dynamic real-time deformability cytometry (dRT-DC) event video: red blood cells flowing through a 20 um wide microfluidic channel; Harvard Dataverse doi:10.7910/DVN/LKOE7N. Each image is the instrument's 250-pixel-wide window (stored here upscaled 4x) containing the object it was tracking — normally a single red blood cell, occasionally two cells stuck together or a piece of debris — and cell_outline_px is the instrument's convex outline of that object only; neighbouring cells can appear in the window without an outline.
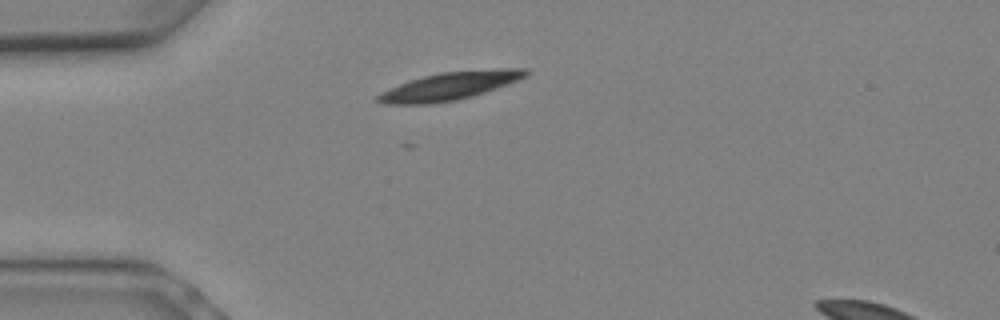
{"species": "Egyptian fruit bat (a non-hibernating species)", "species_latin": "Rousettus aegyptiacus", "temperature_condition": "warm", "stored_images_in_passage": 3, "camera_frame_rate_fps": 3000, "um_per_image_px": 0.085, "animal": {"sex": "female"}, "frame": {"image": 1, "passage_image": 1, "time_ms": 0.0, "image_size_px": [1000, 320], "cell_outline_px": [[528, 72], [524, 76], [516, 80], [484, 92], [472, 96], [456, 100], [428, 104], [384, 104], [376, 100], [376, 96], [400, 84], [424, 76], [440, 72], [500, 68], [528, 68]], "centroid_in_image_um": [38.23, 7.3], "position_along_channel_um": 46.8, "area_um2": 23.47}}
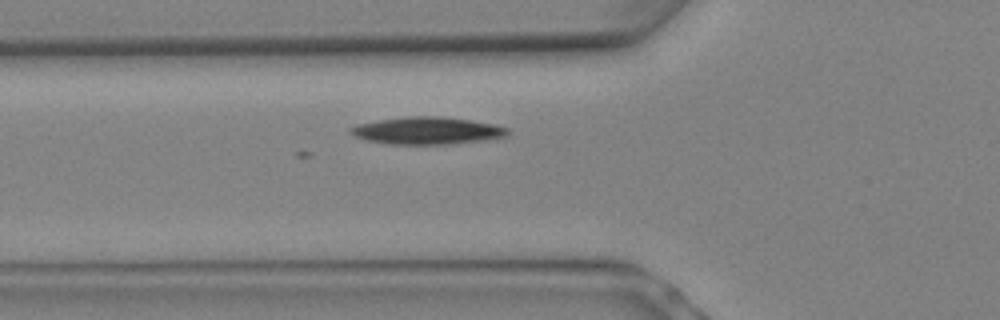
{"frame": {"image": 2, "passage_image": 3, "time_ms": 0.667, "image_size_px": [1000, 320], "cell_outline_px": [[508, 132], [504, 136], [484, 140], [452, 144], [392, 144], [368, 140], [356, 136], [348, 132], [348, 128], [356, 124], [380, 120], [408, 116], [440, 116], [496, 124], [508, 128]], "centroid_in_image_um": [36.29, 11.1], "position_along_channel_um": 89.5, "area_um2": 24.8}}